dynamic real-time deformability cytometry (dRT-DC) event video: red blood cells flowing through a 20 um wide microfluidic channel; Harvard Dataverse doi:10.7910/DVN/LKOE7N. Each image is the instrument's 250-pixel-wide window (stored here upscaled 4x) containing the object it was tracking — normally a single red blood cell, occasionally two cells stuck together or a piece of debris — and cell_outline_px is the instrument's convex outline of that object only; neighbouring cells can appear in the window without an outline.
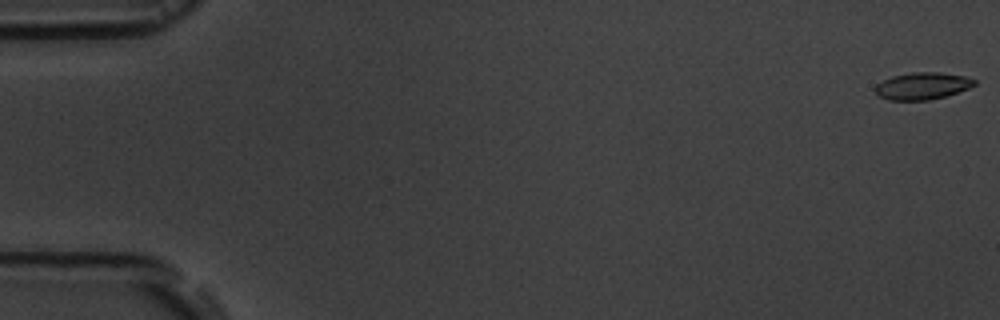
{"species": "common noctule bat (a hibernating species)", "species_latin": "Nyctalus noctula", "temperature_condition": "room temperature", "stored_images_in_passage": 5, "camera_frame_rate_fps": 3000, "um_per_image_px": 0.085, "animal": {"sex": "male", "body_mass_g": 19.5, "forearm_length_mm": 54.6}, "frame": {"image": 1, "passage_image": 1, "time_ms": 0.0, "image_size_px": [1000, 320], "cell_outline_px": [[976, 84], [968, 88], [944, 96], [928, 100], [888, 100], [876, 96], [876, 84], [892, 76], [912, 72], [940, 72], [964, 76], [976, 80]], "centroid_in_image_um": [78.37, 7.3], "position_along_channel_um": 6.6, "area_um2": 15.55}}
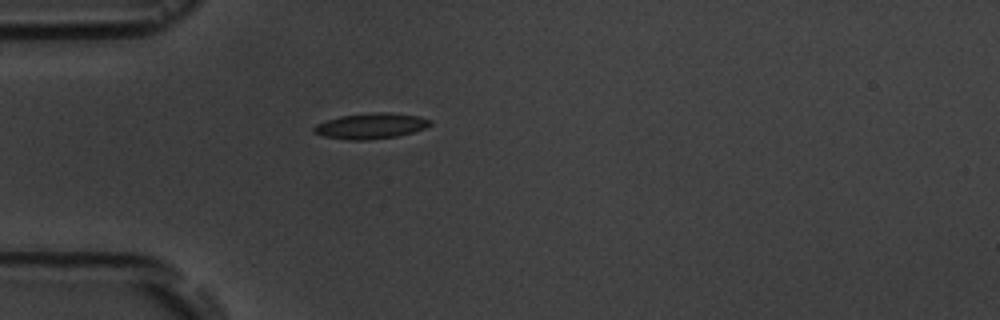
{"frame": {"image": 2, "passage_image": 5, "time_ms": 5.333, "image_size_px": [1000, 320], "cell_outline_px": [[432, 124], [424, 128], [412, 132], [396, 136], [368, 140], [348, 140], [324, 136], [312, 132], [312, 128], [316, 124], [340, 116], [372, 112], [388, 112], [420, 116], [432, 120]], "centroid_in_image_um": [31.52, 10.7], "position_along_channel_um": 53.5, "area_um2": 17.4}}